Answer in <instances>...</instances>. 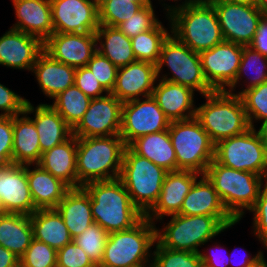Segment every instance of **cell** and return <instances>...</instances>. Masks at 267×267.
I'll use <instances>...</instances> for the list:
<instances>
[{
	"instance_id": "53",
	"label": "cell",
	"mask_w": 267,
	"mask_h": 267,
	"mask_svg": "<svg viewBox=\"0 0 267 267\" xmlns=\"http://www.w3.org/2000/svg\"><path fill=\"white\" fill-rule=\"evenodd\" d=\"M236 250V249H235ZM237 251V250H236ZM234 252L235 251H233L231 254H229V265H231L232 263V267L233 266H237V267H251V265L263 254V251H258V253L257 254H255V256H252V254H244L242 257V259H240L238 262H234L235 260L234 259H232L233 258V255H234ZM252 256V257H251ZM235 257V256H234ZM231 259V260H230ZM233 260V261H232ZM234 263H235V265H234ZM237 263H238V265H237Z\"/></svg>"
},
{
	"instance_id": "41",
	"label": "cell",
	"mask_w": 267,
	"mask_h": 267,
	"mask_svg": "<svg viewBox=\"0 0 267 267\" xmlns=\"http://www.w3.org/2000/svg\"><path fill=\"white\" fill-rule=\"evenodd\" d=\"M250 127L255 128L254 122L267 119V81L244 90L240 94Z\"/></svg>"
},
{
	"instance_id": "58",
	"label": "cell",
	"mask_w": 267,
	"mask_h": 267,
	"mask_svg": "<svg viewBox=\"0 0 267 267\" xmlns=\"http://www.w3.org/2000/svg\"><path fill=\"white\" fill-rule=\"evenodd\" d=\"M257 8L261 11L263 16L267 17V0H259Z\"/></svg>"
},
{
	"instance_id": "32",
	"label": "cell",
	"mask_w": 267,
	"mask_h": 267,
	"mask_svg": "<svg viewBox=\"0 0 267 267\" xmlns=\"http://www.w3.org/2000/svg\"><path fill=\"white\" fill-rule=\"evenodd\" d=\"M33 238L59 250L73 241L56 208L37 209L30 215Z\"/></svg>"
},
{
	"instance_id": "14",
	"label": "cell",
	"mask_w": 267,
	"mask_h": 267,
	"mask_svg": "<svg viewBox=\"0 0 267 267\" xmlns=\"http://www.w3.org/2000/svg\"><path fill=\"white\" fill-rule=\"evenodd\" d=\"M215 8L225 41L249 46L263 14L257 6L209 1Z\"/></svg>"
},
{
	"instance_id": "26",
	"label": "cell",
	"mask_w": 267,
	"mask_h": 267,
	"mask_svg": "<svg viewBox=\"0 0 267 267\" xmlns=\"http://www.w3.org/2000/svg\"><path fill=\"white\" fill-rule=\"evenodd\" d=\"M34 168L31 169V167ZM29 189L36 209L56 208L71 189L62 180L54 177L38 164L26 165Z\"/></svg>"
},
{
	"instance_id": "43",
	"label": "cell",
	"mask_w": 267,
	"mask_h": 267,
	"mask_svg": "<svg viewBox=\"0 0 267 267\" xmlns=\"http://www.w3.org/2000/svg\"><path fill=\"white\" fill-rule=\"evenodd\" d=\"M153 8V4L143 6L117 27L129 38L153 29L160 22Z\"/></svg>"
},
{
	"instance_id": "37",
	"label": "cell",
	"mask_w": 267,
	"mask_h": 267,
	"mask_svg": "<svg viewBox=\"0 0 267 267\" xmlns=\"http://www.w3.org/2000/svg\"><path fill=\"white\" fill-rule=\"evenodd\" d=\"M171 31L160 21L153 29L142 32L131 38V46L137 61L157 64L162 44Z\"/></svg>"
},
{
	"instance_id": "31",
	"label": "cell",
	"mask_w": 267,
	"mask_h": 267,
	"mask_svg": "<svg viewBox=\"0 0 267 267\" xmlns=\"http://www.w3.org/2000/svg\"><path fill=\"white\" fill-rule=\"evenodd\" d=\"M128 147L137 155L147 158L168 172L177 171L175 150L168 130L140 136Z\"/></svg>"
},
{
	"instance_id": "54",
	"label": "cell",
	"mask_w": 267,
	"mask_h": 267,
	"mask_svg": "<svg viewBox=\"0 0 267 267\" xmlns=\"http://www.w3.org/2000/svg\"><path fill=\"white\" fill-rule=\"evenodd\" d=\"M158 1H160V0H158ZM161 1H163V0H161ZM169 1V0H168ZM171 1V0H170ZM172 1H174L175 2V5L173 6V5H169V4H167V3H165L164 2V4H162L163 6H164V9L166 10V15L169 13V12H171L172 10H174V9H176V8H179V7H182V6H186L187 4H191V3H194V2H196L197 0H185V1H183V2H181V4L179 3V4H177V2L176 1H178V0H172ZM181 1V0H180ZM177 4V5H176Z\"/></svg>"
},
{
	"instance_id": "1",
	"label": "cell",
	"mask_w": 267,
	"mask_h": 267,
	"mask_svg": "<svg viewBox=\"0 0 267 267\" xmlns=\"http://www.w3.org/2000/svg\"><path fill=\"white\" fill-rule=\"evenodd\" d=\"M83 188L91 199L94 222L108 233L131 229L145 217L132 203L127 189L119 178L90 182Z\"/></svg>"
},
{
	"instance_id": "11",
	"label": "cell",
	"mask_w": 267,
	"mask_h": 267,
	"mask_svg": "<svg viewBox=\"0 0 267 267\" xmlns=\"http://www.w3.org/2000/svg\"><path fill=\"white\" fill-rule=\"evenodd\" d=\"M214 160L240 171L263 176L267 180V146L256 128L220 140L215 144Z\"/></svg>"
},
{
	"instance_id": "25",
	"label": "cell",
	"mask_w": 267,
	"mask_h": 267,
	"mask_svg": "<svg viewBox=\"0 0 267 267\" xmlns=\"http://www.w3.org/2000/svg\"><path fill=\"white\" fill-rule=\"evenodd\" d=\"M76 68L54 60L43 51L33 65L32 73L46 97L53 99L74 85Z\"/></svg>"
},
{
	"instance_id": "24",
	"label": "cell",
	"mask_w": 267,
	"mask_h": 267,
	"mask_svg": "<svg viewBox=\"0 0 267 267\" xmlns=\"http://www.w3.org/2000/svg\"><path fill=\"white\" fill-rule=\"evenodd\" d=\"M152 97L170 121L195 117L194 92L191 88L157 78ZM157 84V85H156Z\"/></svg>"
},
{
	"instance_id": "61",
	"label": "cell",
	"mask_w": 267,
	"mask_h": 267,
	"mask_svg": "<svg viewBox=\"0 0 267 267\" xmlns=\"http://www.w3.org/2000/svg\"><path fill=\"white\" fill-rule=\"evenodd\" d=\"M136 267H155V264L153 261L147 262L145 264H142L140 266H136Z\"/></svg>"
},
{
	"instance_id": "19",
	"label": "cell",
	"mask_w": 267,
	"mask_h": 267,
	"mask_svg": "<svg viewBox=\"0 0 267 267\" xmlns=\"http://www.w3.org/2000/svg\"><path fill=\"white\" fill-rule=\"evenodd\" d=\"M44 43L34 36L10 28L0 37V65L32 71Z\"/></svg>"
},
{
	"instance_id": "8",
	"label": "cell",
	"mask_w": 267,
	"mask_h": 267,
	"mask_svg": "<svg viewBox=\"0 0 267 267\" xmlns=\"http://www.w3.org/2000/svg\"><path fill=\"white\" fill-rule=\"evenodd\" d=\"M168 171L147 158L134 153L128 146L123 153L121 174L132 203L146 215L156 204Z\"/></svg>"
},
{
	"instance_id": "27",
	"label": "cell",
	"mask_w": 267,
	"mask_h": 267,
	"mask_svg": "<svg viewBox=\"0 0 267 267\" xmlns=\"http://www.w3.org/2000/svg\"><path fill=\"white\" fill-rule=\"evenodd\" d=\"M76 152L77 137L72 135L62 144L42 153L38 165L70 188H78Z\"/></svg>"
},
{
	"instance_id": "23",
	"label": "cell",
	"mask_w": 267,
	"mask_h": 267,
	"mask_svg": "<svg viewBox=\"0 0 267 267\" xmlns=\"http://www.w3.org/2000/svg\"><path fill=\"white\" fill-rule=\"evenodd\" d=\"M17 22L11 28L39 38L43 43L53 34L50 0H11Z\"/></svg>"
},
{
	"instance_id": "36",
	"label": "cell",
	"mask_w": 267,
	"mask_h": 267,
	"mask_svg": "<svg viewBox=\"0 0 267 267\" xmlns=\"http://www.w3.org/2000/svg\"><path fill=\"white\" fill-rule=\"evenodd\" d=\"M52 107L73 129L88 109L90 98L75 84L53 98Z\"/></svg>"
},
{
	"instance_id": "35",
	"label": "cell",
	"mask_w": 267,
	"mask_h": 267,
	"mask_svg": "<svg viewBox=\"0 0 267 267\" xmlns=\"http://www.w3.org/2000/svg\"><path fill=\"white\" fill-rule=\"evenodd\" d=\"M244 76L246 77L244 80V83H246L244 84L246 85L245 89L241 88L240 91L234 93L237 84H239V82L245 78ZM265 81H267V57L255 51L250 46H244L235 81L228 88H226L225 91L240 95L244 90L258 86Z\"/></svg>"
},
{
	"instance_id": "59",
	"label": "cell",
	"mask_w": 267,
	"mask_h": 267,
	"mask_svg": "<svg viewBox=\"0 0 267 267\" xmlns=\"http://www.w3.org/2000/svg\"><path fill=\"white\" fill-rule=\"evenodd\" d=\"M122 2H133V3H153L151 0H118Z\"/></svg>"
},
{
	"instance_id": "49",
	"label": "cell",
	"mask_w": 267,
	"mask_h": 267,
	"mask_svg": "<svg viewBox=\"0 0 267 267\" xmlns=\"http://www.w3.org/2000/svg\"><path fill=\"white\" fill-rule=\"evenodd\" d=\"M27 99L0 83V116H15L24 112Z\"/></svg>"
},
{
	"instance_id": "30",
	"label": "cell",
	"mask_w": 267,
	"mask_h": 267,
	"mask_svg": "<svg viewBox=\"0 0 267 267\" xmlns=\"http://www.w3.org/2000/svg\"><path fill=\"white\" fill-rule=\"evenodd\" d=\"M72 238L81 234L94 223L91 199L83 188H71L56 207Z\"/></svg>"
},
{
	"instance_id": "52",
	"label": "cell",
	"mask_w": 267,
	"mask_h": 267,
	"mask_svg": "<svg viewBox=\"0 0 267 267\" xmlns=\"http://www.w3.org/2000/svg\"><path fill=\"white\" fill-rule=\"evenodd\" d=\"M0 267H19V258L3 246H0Z\"/></svg>"
},
{
	"instance_id": "47",
	"label": "cell",
	"mask_w": 267,
	"mask_h": 267,
	"mask_svg": "<svg viewBox=\"0 0 267 267\" xmlns=\"http://www.w3.org/2000/svg\"><path fill=\"white\" fill-rule=\"evenodd\" d=\"M74 84L90 99L103 97L108 94L86 66L76 68Z\"/></svg>"
},
{
	"instance_id": "15",
	"label": "cell",
	"mask_w": 267,
	"mask_h": 267,
	"mask_svg": "<svg viewBox=\"0 0 267 267\" xmlns=\"http://www.w3.org/2000/svg\"><path fill=\"white\" fill-rule=\"evenodd\" d=\"M123 103L113 94L91 99L88 109L72 129L76 137L120 135Z\"/></svg>"
},
{
	"instance_id": "9",
	"label": "cell",
	"mask_w": 267,
	"mask_h": 267,
	"mask_svg": "<svg viewBox=\"0 0 267 267\" xmlns=\"http://www.w3.org/2000/svg\"><path fill=\"white\" fill-rule=\"evenodd\" d=\"M169 136L175 150L177 171H193L203 175L214 160L215 144L194 117L171 121Z\"/></svg>"
},
{
	"instance_id": "18",
	"label": "cell",
	"mask_w": 267,
	"mask_h": 267,
	"mask_svg": "<svg viewBox=\"0 0 267 267\" xmlns=\"http://www.w3.org/2000/svg\"><path fill=\"white\" fill-rule=\"evenodd\" d=\"M155 82H157L156 65L146 61H135L118 68L111 94L122 103L141 97L144 99L152 96Z\"/></svg>"
},
{
	"instance_id": "48",
	"label": "cell",
	"mask_w": 267,
	"mask_h": 267,
	"mask_svg": "<svg viewBox=\"0 0 267 267\" xmlns=\"http://www.w3.org/2000/svg\"><path fill=\"white\" fill-rule=\"evenodd\" d=\"M13 116H0V165L13 163Z\"/></svg>"
},
{
	"instance_id": "6",
	"label": "cell",
	"mask_w": 267,
	"mask_h": 267,
	"mask_svg": "<svg viewBox=\"0 0 267 267\" xmlns=\"http://www.w3.org/2000/svg\"><path fill=\"white\" fill-rule=\"evenodd\" d=\"M204 98L205 103L196 106L195 118L214 144L250 128L240 95L223 90L208 93Z\"/></svg>"
},
{
	"instance_id": "29",
	"label": "cell",
	"mask_w": 267,
	"mask_h": 267,
	"mask_svg": "<svg viewBox=\"0 0 267 267\" xmlns=\"http://www.w3.org/2000/svg\"><path fill=\"white\" fill-rule=\"evenodd\" d=\"M12 151L13 164L34 165L40 161L39 135L33 120L25 112L13 116Z\"/></svg>"
},
{
	"instance_id": "10",
	"label": "cell",
	"mask_w": 267,
	"mask_h": 267,
	"mask_svg": "<svg viewBox=\"0 0 267 267\" xmlns=\"http://www.w3.org/2000/svg\"><path fill=\"white\" fill-rule=\"evenodd\" d=\"M168 67L172 75L162 74L163 67ZM157 78L180 84L199 92L202 97L214 90L208 85L203 75L199 53L177 39L172 33L164 40L158 63Z\"/></svg>"
},
{
	"instance_id": "17",
	"label": "cell",
	"mask_w": 267,
	"mask_h": 267,
	"mask_svg": "<svg viewBox=\"0 0 267 267\" xmlns=\"http://www.w3.org/2000/svg\"><path fill=\"white\" fill-rule=\"evenodd\" d=\"M96 45V32L53 33L44 42V51L56 61L79 68L87 65Z\"/></svg>"
},
{
	"instance_id": "22",
	"label": "cell",
	"mask_w": 267,
	"mask_h": 267,
	"mask_svg": "<svg viewBox=\"0 0 267 267\" xmlns=\"http://www.w3.org/2000/svg\"><path fill=\"white\" fill-rule=\"evenodd\" d=\"M24 112L34 116H30V118L33 120L39 135L41 155L72 136V128L51 104L43 103L34 107L27 99Z\"/></svg>"
},
{
	"instance_id": "39",
	"label": "cell",
	"mask_w": 267,
	"mask_h": 267,
	"mask_svg": "<svg viewBox=\"0 0 267 267\" xmlns=\"http://www.w3.org/2000/svg\"><path fill=\"white\" fill-rule=\"evenodd\" d=\"M108 236L109 233L94 222L81 234L74 237L73 241L82 248L93 263L98 266L102 261Z\"/></svg>"
},
{
	"instance_id": "13",
	"label": "cell",
	"mask_w": 267,
	"mask_h": 267,
	"mask_svg": "<svg viewBox=\"0 0 267 267\" xmlns=\"http://www.w3.org/2000/svg\"><path fill=\"white\" fill-rule=\"evenodd\" d=\"M243 47L224 40L199 53L203 75L214 91L226 90L235 81Z\"/></svg>"
},
{
	"instance_id": "7",
	"label": "cell",
	"mask_w": 267,
	"mask_h": 267,
	"mask_svg": "<svg viewBox=\"0 0 267 267\" xmlns=\"http://www.w3.org/2000/svg\"><path fill=\"white\" fill-rule=\"evenodd\" d=\"M144 217L133 228L109 233L101 263L97 267H136L152 261L156 225Z\"/></svg>"
},
{
	"instance_id": "33",
	"label": "cell",
	"mask_w": 267,
	"mask_h": 267,
	"mask_svg": "<svg viewBox=\"0 0 267 267\" xmlns=\"http://www.w3.org/2000/svg\"><path fill=\"white\" fill-rule=\"evenodd\" d=\"M32 239L30 215L8 213L0 216V246L13 252L20 259Z\"/></svg>"
},
{
	"instance_id": "21",
	"label": "cell",
	"mask_w": 267,
	"mask_h": 267,
	"mask_svg": "<svg viewBox=\"0 0 267 267\" xmlns=\"http://www.w3.org/2000/svg\"><path fill=\"white\" fill-rule=\"evenodd\" d=\"M201 174L193 171H170L163 182L160 196L153 208L145 215L152 223L163 217L178 214L184 198Z\"/></svg>"
},
{
	"instance_id": "40",
	"label": "cell",
	"mask_w": 267,
	"mask_h": 267,
	"mask_svg": "<svg viewBox=\"0 0 267 267\" xmlns=\"http://www.w3.org/2000/svg\"><path fill=\"white\" fill-rule=\"evenodd\" d=\"M152 261L155 267H203L200 254L163 247L157 240Z\"/></svg>"
},
{
	"instance_id": "20",
	"label": "cell",
	"mask_w": 267,
	"mask_h": 267,
	"mask_svg": "<svg viewBox=\"0 0 267 267\" xmlns=\"http://www.w3.org/2000/svg\"><path fill=\"white\" fill-rule=\"evenodd\" d=\"M0 198L8 213L31 215L37 210L29 189L26 165H0Z\"/></svg>"
},
{
	"instance_id": "34",
	"label": "cell",
	"mask_w": 267,
	"mask_h": 267,
	"mask_svg": "<svg viewBox=\"0 0 267 267\" xmlns=\"http://www.w3.org/2000/svg\"><path fill=\"white\" fill-rule=\"evenodd\" d=\"M96 44L97 51L117 68L137 61L131 46V38L118 27L100 24L96 30Z\"/></svg>"
},
{
	"instance_id": "3",
	"label": "cell",
	"mask_w": 267,
	"mask_h": 267,
	"mask_svg": "<svg viewBox=\"0 0 267 267\" xmlns=\"http://www.w3.org/2000/svg\"><path fill=\"white\" fill-rule=\"evenodd\" d=\"M171 33L192 51L201 53L224 41L214 6L197 0L169 12Z\"/></svg>"
},
{
	"instance_id": "38",
	"label": "cell",
	"mask_w": 267,
	"mask_h": 267,
	"mask_svg": "<svg viewBox=\"0 0 267 267\" xmlns=\"http://www.w3.org/2000/svg\"><path fill=\"white\" fill-rule=\"evenodd\" d=\"M152 3H133L118 0H98L99 24L117 27L143 6Z\"/></svg>"
},
{
	"instance_id": "28",
	"label": "cell",
	"mask_w": 267,
	"mask_h": 267,
	"mask_svg": "<svg viewBox=\"0 0 267 267\" xmlns=\"http://www.w3.org/2000/svg\"><path fill=\"white\" fill-rule=\"evenodd\" d=\"M192 185L178 214L194 216L232 217L220 200L212 183L203 174Z\"/></svg>"
},
{
	"instance_id": "56",
	"label": "cell",
	"mask_w": 267,
	"mask_h": 267,
	"mask_svg": "<svg viewBox=\"0 0 267 267\" xmlns=\"http://www.w3.org/2000/svg\"><path fill=\"white\" fill-rule=\"evenodd\" d=\"M257 132L259 133L260 137L262 138V140L267 146V119L262 121V124L259 127V130H257Z\"/></svg>"
},
{
	"instance_id": "46",
	"label": "cell",
	"mask_w": 267,
	"mask_h": 267,
	"mask_svg": "<svg viewBox=\"0 0 267 267\" xmlns=\"http://www.w3.org/2000/svg\"><path fill=\"white\" fill-rule=\"evenodd\" d=\"M56 267H97L74 241L57 250Z\"/></svg>"
},
{
	"instance_id": "51",
	"label": "cell",
	"mask_w": 267,
	"mask_h": 267,
	"mask_svg": "<svg viewBox=\"0 0 267 267\" xmlns=\"http://www.w3.org/2000/svg\"><path fill=\"white\" fill-rule=\"evenodd\" d=\"M255 51L267 57V17L263 16L259 22L257 32L249 45Z\"/></svg>"
},
{
	"instance_id": "45",
	"label": "cell",
	"mask_w": 267,
	"mask_h": 267,
	"mask_svg": "<svg viewBox=\"0 0 267 267\" xmlns=\"http://www.w3.org/2000/svg\"><path fill=\"white\" fill-rule=\"evenodd\" d=\"M253 213V233L267 249V183L260 191L255 205L249 210Z\"/></svg>"
},
{
	"instance_id": "12",
	"label": "cell",
	"mask_w": 267,
	"mask_h": 267,
	"mask_svg": "<svg viewBox=\"0 0 267 267\" xmlns=\"http://www.w3.org/2000/svg\"><path fill=\"white\" fill-rule=\"evenodd\" d=\"M170 120L152 97L123 103L120 136L126 146L136 138L169 129Z\"/></svg>"
},
{
	"instance_id": "4",
	"label": "cell",
	"mask_w": 267,
	"mask_h": 267,
	"mask_svg": "<svg viewBox=\"0 0 267 267\" xmlns=\"http://www.w3.org/2000/svg\"><path fill=\"white\" fill-rule=\"evenodd\" d=\"M204 175L217 191L225 209L237 222L255 205L262 187L267 183L263 176L223 166L215 160L208 165Z\"/></svg>"
},
{
	"instance_id": "44",
	"label": "cell",
	"mask_w": 267,
	"mask_h": 267,
	"mask_svg": "<svg viewBox=\"0 0 267 267\" xmlns=\"http://www.w3.org/2000/svg\"><path fill=\"white\" fill-rule=\"evenodd\" d=\"M86 67L90 69L103 88L111 93L116 82L118 68L98 51L93 54Z\"/></svg>"
},
{
	"instance_id": "5",
	"label": "cell",
	"mask_w": 267,
	"mask_h": 267,
	"mask_svg": "<svg viewBox=\"0 0 267 267\" xmlns=\"http://www.w3.org/2000/svg\"><path fill=\"white\" fill-rule=\"evenodd\" d=\"M162 229H156V240L165 248L199 253L203 246L237 222L233 217L209 215H170Z\"/></svg>"
},
{
	"instance_id": "42",
	"label": "cell",
	"mask_w": 267,
	"mask_h": 267,
	"mask_svg": "<svg viewBox=\"0 0 267 267\" xmlns=\"http://www.w3.org/2000/svg\"><path fill=\"white\" fill-rule=\"evenodd\" d=\"M56 265L57 250L34 238L19 259V267H56Z\"/></svg>"
},
{
	"instance_id": "60",
	"label": "cell",
	"mask_w": 267,
	"mask_h": 267,
	"mask_svg": "<svg viewBox=\"0 0 267 267\" xmlns=\"http://www.w3.org/2000/svg\"><path fill=\"white\" fill-rule=\"evenodd\" d=\"M6 214H8V212L3 204L2 199L0 198V216L6 215Z\"/></svg>"
},
{
	"instance_id": "2",
	"label": "cell",
	"mask_w": 267,
	"mask_h": 267,
	"mask_svg": "<svg viewBox=\"0 0 267 267\" xmlns=\"http://www.w3.org/2000/svg\"><path fill=\"white\" fill-rule=\"evenodd\" d=\"M125 147L120 135L77 137L78 188L94 181L118 179Z\"/></svg>"
},
{
	"instance_id": "55",
	"label": "cell",
	"mask_w": 267,
	"mask_h": 267,
	"mask_svg": "<svg viewBox=\"0 0 267 267\" xmlns=\"http://www.w3.org/2000/svg\"><path fill=\"white\" fill-rule=\"evenodd\" d=\"M208 1H226L230 3L242 4L247 6H257L259 0H208Z\"/></svg>"
},
{
	"instance_id": "57",
	"label": "cell",
	"mask_w": 267,
	"mask_h": 267,
	"mask_svg": "<svg viewBox=\"0 0 267 267\" xmlns=\"http://www.w3.org/2000/svg\"><path fill=\"white\" fill-rule=\"evenodd\" d=\"M264 254H262L252 265L251 267H267V260L264 258Z\"/></svg>"
},
{
	"instance_id": "16",
	"label": "cell",
	"mask_w": 267,
	"mask_h": 267,
	"mask_svg": "<svg viewBox=\"0 0 267 267\" xmlns=\"http://www.w3.org/2000/svg\"><path fill=\"white\" fill-rule=\"evenodd\" d=\"M53 33H92L99 27L98 2L50 0Z\"/></svg>"
},
{
	"instance_id": "50",
	"label": "cell",
	"mask_w": 267,
	"mask_h": 267,
	"mask_svg": "<svg viewBox=\"0 0 267 267\" xmlns=\"http://www.w3.org/2000/svg\"><path fill=\"white\" fill-rule=\"evenodd\" d=\"M215 244L216 245L214 246L215 248L214 250L210 248L209 249L210 252L208 251V249L206 253H202L204 250L199 252L203 267H230L229 254H228L229 252H226L223 246L219 244L217 245V243ZM222 254L224 256H222Z\"/></svg>"
}]
</instances>
